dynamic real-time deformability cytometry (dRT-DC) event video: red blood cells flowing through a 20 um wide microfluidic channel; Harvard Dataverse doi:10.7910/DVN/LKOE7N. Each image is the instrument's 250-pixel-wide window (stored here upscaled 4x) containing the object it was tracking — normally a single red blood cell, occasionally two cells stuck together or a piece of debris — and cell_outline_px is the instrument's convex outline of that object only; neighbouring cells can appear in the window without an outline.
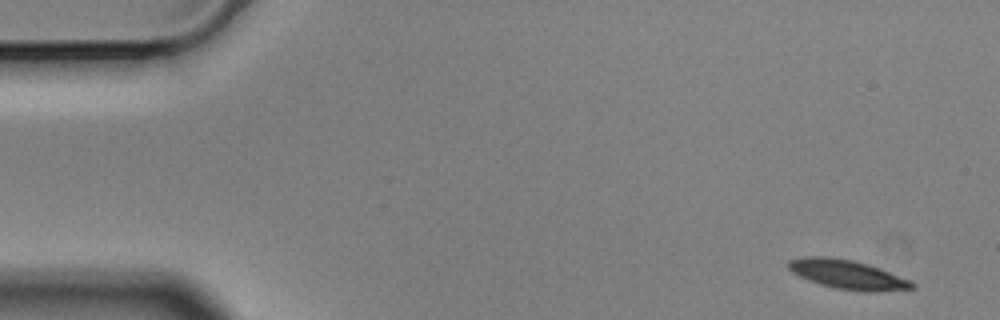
{"species": "Egyptian fruit bat (a non-hibernating species)", "species_latin": "Rousettus aegyptiacus", "temperature_condition": "cold", "stored_images_in_passage": 4, "camera_frame_rate_fps": 3000, "um_per_image_px": 0.085, "animal": {"sex": "male"}, "frame": {"image": 1, "passage_image": 1, "time_ms": 0.0, "image_size_px": [1000, 320], "cell_outline_px": [[916, 288], [876, 292], [864, 292], [836, 288], [820, 284], [808, 280], [792, 272], [788, 268], [788, 260], [804, 256], [828, 256], [852, 260], [868, 264], [880, 268], [912, 280], [916, 284]], "centroid_in_image_um": [72.08, 23.33], "position_along_channel_um": 12.9, "area_um2": 21.21}}
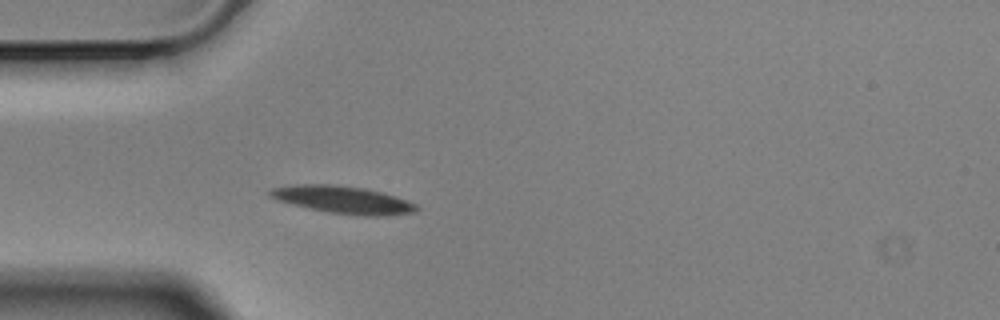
{"frame": {"image": 2, "passage_image": 4, "time_ms": 1.0, "image_size_px": [1000, 320], "cell_outline_px": [[420, 208], [416, 212], [388, 216], [356, 216], [328, 212], [308, 208], [280, 200], [272, 196], [268, 192], [272, 188], [300, 184], [332, 184], [364, 188], [396, 196], [416, 204]], "centroid_in_image_um": [29.24, 16.99], "position_along_channel_um": 55.8, "area_um2": 23.35}}